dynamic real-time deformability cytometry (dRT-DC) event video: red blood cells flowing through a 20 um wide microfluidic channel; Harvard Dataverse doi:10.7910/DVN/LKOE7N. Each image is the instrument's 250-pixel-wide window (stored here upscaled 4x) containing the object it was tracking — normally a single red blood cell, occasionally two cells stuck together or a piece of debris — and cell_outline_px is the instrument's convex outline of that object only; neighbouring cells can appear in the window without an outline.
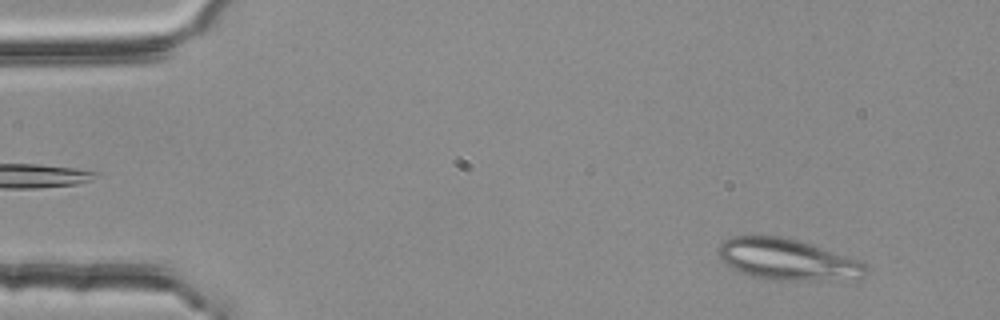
{"species": "common noctule bat (a hibernating species)", "species_latin": "Nyctalus noctula", "temperature_condition": "room temperature", "stored_images_in_passage": 3, "camera_frame_rate_fps": 3000, "um_per_image_px": 0.085, "animal": {"sex": "female", "body_mass_g": 25.1}, "frame": {"image": 1, "passage_image": 3, "time_ms": 0.667, "image_size_px": [1000, 320], "cell_outline_px": [[868, 272], [860, 280], [776, 280], [752, 276], [732, 268], [724, 264], [716, 252], [716, 248], [724, 240], [732, 236], [780, 236], [800, 240], [864, 260], [868, 264]], "centroid_in_image_um": [67.03, 22.06], "position_along_channel_um": 18.0, "area_um2": 36.41}}